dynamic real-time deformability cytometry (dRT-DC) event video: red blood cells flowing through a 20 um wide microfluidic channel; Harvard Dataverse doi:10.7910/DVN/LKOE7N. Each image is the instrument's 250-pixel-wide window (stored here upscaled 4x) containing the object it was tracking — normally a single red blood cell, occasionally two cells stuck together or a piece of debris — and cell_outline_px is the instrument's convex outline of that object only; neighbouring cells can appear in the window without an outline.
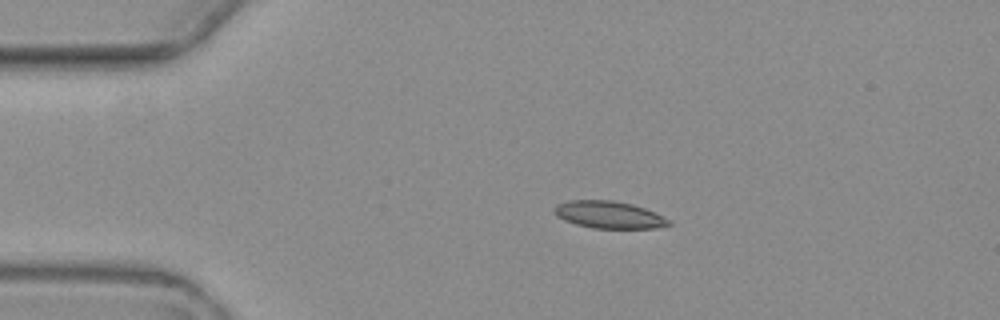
{"species": "common noctule bat (a hibernating species)", "species_latin": "Nyctalus noctula", "temperature_condition": "warm", "stored_images_in_passage": 5, "camera_frame_rate_fps": 3000, "um_per_image_px": 0.085, "animal": {"sex": "female", "body_mass_g": 19.3, "forearm_length_mm": 54.1}, "frame": {"image": 1, "passage_image": 3, "time_ms": 2.333, "image_size_px": [1000, 320], "cell_outline_px": [[672, 224], [652, 228], [592, 228], [576, 224], [564, 220], [556, 216], [556, 204], [568, 200], [612, 200], [632, 204], [644, 208], [668, 220]], "centroid_in_image_um": [51.71, 18.25], "position_along_channel_um": 33.3, "area_um2": 17.8}}
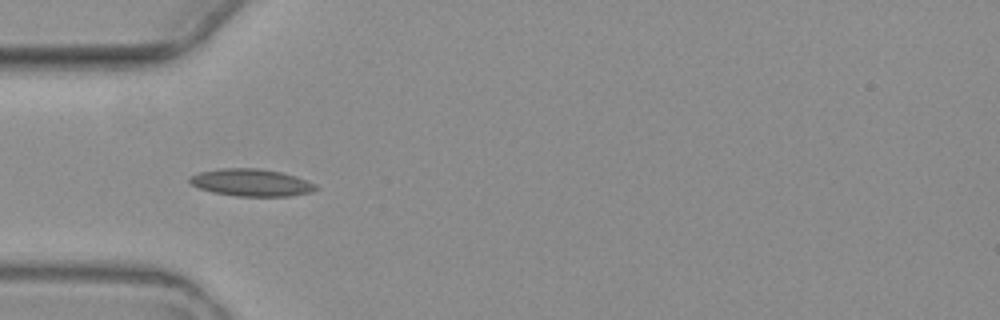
{"frame": {"image": 2, "passage_image": 4, "time_ms": 4.333, "image_size_px": [1000, 320], "cell_outline_px": [[320, 188], [312, 192], [288, 196], [236, 196], [212, 192], [200, 188], [192, 184], [188, 180], [188, 176], [200, 172], [224, 168], [260, 168], [280, 172], [296, 176], [308, 180], [316, 184]], "centroid_in_image_um": [21.39, 15.52], "position_along_channel_um": 63.6, "area_um2": 20.11}}
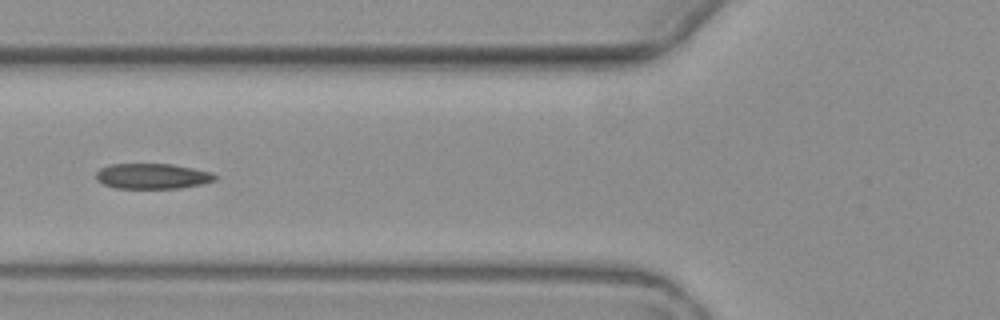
{"frame": {"image": 3, "passage_image": 5, "time_ms": 5.667, "image_size_px": [1000, 320], "cell_outline_px": [[216, 180], [200, 184], [180, 188], [116, 188], [104, 184], [96, 180], [96, 172], [100, 168], [108, 164], [172, 164], [212, 172], [216, 176]], "centroid_in_image_um": [12.92, 14.97], "position_along_channel_um": 112.9, "area_um2": 17.57}}